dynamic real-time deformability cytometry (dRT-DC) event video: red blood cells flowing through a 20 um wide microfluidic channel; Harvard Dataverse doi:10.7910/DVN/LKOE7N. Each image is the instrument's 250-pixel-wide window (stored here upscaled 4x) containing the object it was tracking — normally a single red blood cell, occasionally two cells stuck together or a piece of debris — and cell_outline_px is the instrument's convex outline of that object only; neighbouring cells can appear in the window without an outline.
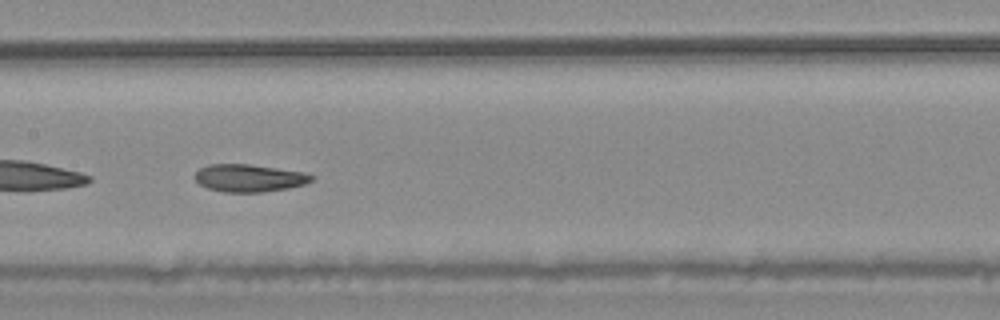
{"species": "common noctule bat (a hibernating species)", "species_latin": "Nyctalus noctula", "temperature_condition": "warm", "stored_images_in_passage": 49, "camera_frame_rate_fps": 3000, "um_per_image_px": 0.085, "animal": {"sex": "male", "body_mass_g": 20.4}, "frame": {"image": 1, "passage_image": 22, "time_ms": 7.0, "image_size_px": [1000, 320], "cell_outline_px": [[316, 176], [312, 180], [304, 184], [288, 188], [260, 192], [224, 192], [208, 188], [200, 184], [192, 176], [200, 168], [208, 164], [248, 164], [276, 168], [300, 172]], "centroid_in_image_um": [21.13, 15.13], "position_along_channel_um": 186.3, "area_um2": 18.55}, "authors_computed_cell_mechanics": {"area_um2": 19.5364, "velocity_mm_per_s": 3.7337, "shape_relaxation_time_tau1_ms": 10.0529, "shape_relaxation_time_tau2_ms": 3.6295, "deformation_change_tau1": 0.2329, "deformation_change_tau2": 0.1096}}